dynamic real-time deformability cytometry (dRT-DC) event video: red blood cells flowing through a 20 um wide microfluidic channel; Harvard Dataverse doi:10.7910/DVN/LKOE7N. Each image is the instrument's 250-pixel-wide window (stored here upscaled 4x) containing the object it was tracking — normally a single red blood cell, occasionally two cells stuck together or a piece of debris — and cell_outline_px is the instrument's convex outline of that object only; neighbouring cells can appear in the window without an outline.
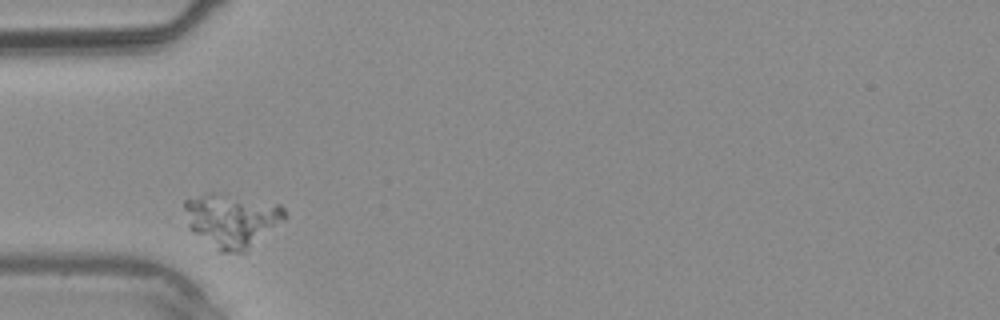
{"species": "common noctule bat (a hibernating species)", "species_latin": "Nyctalus noctula", "temperature_condition": "warm", "stored_images_in_passage": 1, "camera_frame_rate_fps": 3000, "um_per_image_px": 0.085, "animal": {"sex": "male", "body_mass_g": 20.4}, "frame": {"image": 1, "passage_image": 1, "time_ms": 0.0, "image_size_px": [1000, 320], "cell_outline_px": [[288, 216], [284, 220], [244, 252], [220, 252], [188, 228], [184, 208], [184, 200], [208, 192], [216, 192], [280, 204], [284, 208]], "centroid_in_image_um": [19.69, 18.7], "position_along_channel_um": 65.3, "area_um2": 31.27}}